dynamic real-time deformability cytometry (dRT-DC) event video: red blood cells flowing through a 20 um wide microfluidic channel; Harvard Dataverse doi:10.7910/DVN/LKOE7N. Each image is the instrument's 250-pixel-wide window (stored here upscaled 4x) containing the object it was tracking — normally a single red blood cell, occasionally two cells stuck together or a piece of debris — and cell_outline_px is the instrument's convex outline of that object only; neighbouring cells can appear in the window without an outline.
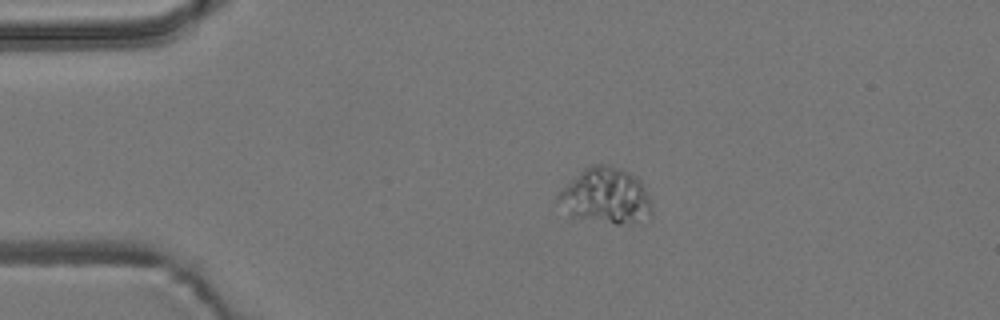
{"species": "common noctule bat (a hibernating species)", "species_latin": "Nyctalus noctula", "temperature_condition": "room temperature", "stored_images_in_passage": 45, "camera_frame_rate_fps": 3000, "um_per_image_px": 0.085, "animal": {"sex": "male", "body_mass_g": 19.2, "forearm_length_mm": 51.8}, "frame": {"image": 1, "passage_image": 1, "time_ms": 0.0, "image_size_px": [1000, 320], "cell_outline_px": [[636, 204], [620, 220], [612, 220], [572, 192], [576, 184], [584, 176], [596, 172], [612, 180]], "centroid_in_image_um": [51.34, 16.65], "position_along_channel_um": 33.7, "area_um2": 12.2}}
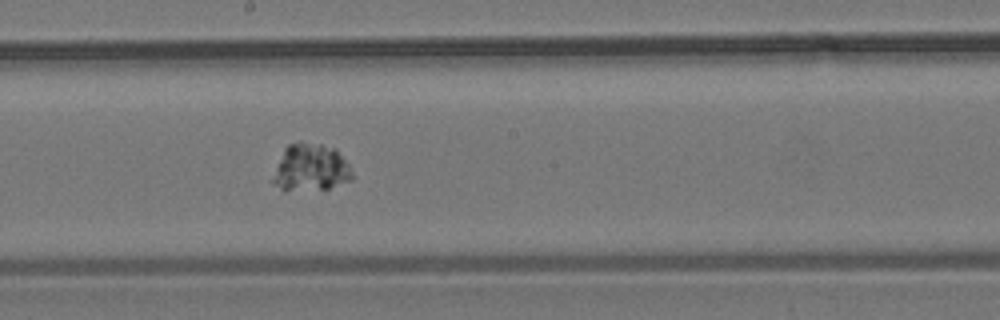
{"frame": {"image": 2, "passage_image": 20, "time_ms": 6.333, "image_size_px": [1000, 320], "cell_outline_px": [[348, 176], [328, 188], [284, 188], [280, 172], [280, 164], [288, 148], [292, 144], [296, 144], [320, 148], [336, 152]], "centroid_in_image_um": [26.42, 14.27], "position_along_channel_um": 221.8, "area_um2": 16.99}}
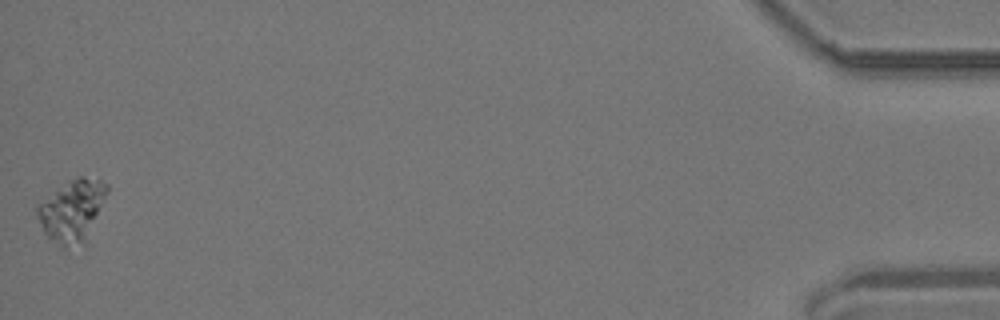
{"frame": {"image": 3, "passage_image": 45, "time_ms": 14.667, "image_size_px": [1000, 320], "cell_outline_px": [[108, 188], [96, 212], [76, 236], [44, 228], [40, 220], [40, 208], [76, 180], [84, 180]], "centroid_in_image_um": [6.17, 17.63], "position_along_channel_um": 429.0, "area_um2": 17.05}}